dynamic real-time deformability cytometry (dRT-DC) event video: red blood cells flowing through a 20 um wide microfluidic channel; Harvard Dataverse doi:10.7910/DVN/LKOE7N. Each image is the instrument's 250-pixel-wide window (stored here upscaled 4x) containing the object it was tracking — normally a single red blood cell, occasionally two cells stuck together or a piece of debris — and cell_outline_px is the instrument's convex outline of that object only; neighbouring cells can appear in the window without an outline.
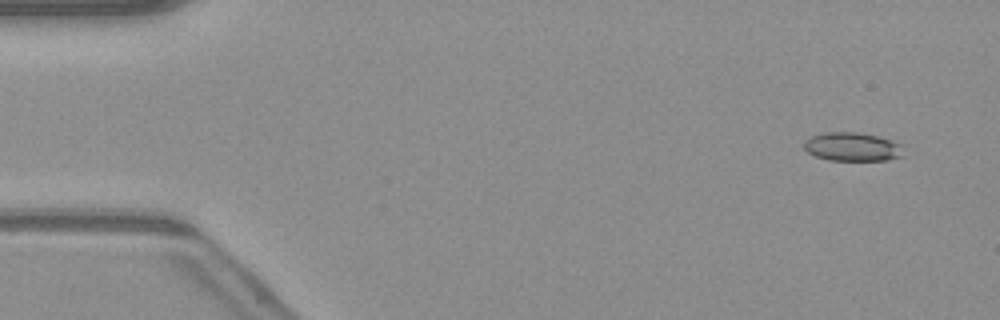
{"species": "common noctule bat (a hibernating species)", "species_latin": "Nyctalus noctula", "temperature_condition": "warm", "stored_images_in_passage": 51, "camera_frame_rate_fps": 3000, "um_per_image_px": 0.085, "animal": {"sex": "male", "body_mass_g": 23.1, "forearm_length_mm": 52.7}, "frame": {"image": 1, "passage_image": 4, "time_ms": 1.0, "image_size_px": [1000, 320], "cell_outline_px": [[904, 156], [888, 160], [828, 160], [816, 156], [808, 152], [804, 148], [804, 140], [812, 136], [824, 132], [856, 132], [876, 136], [900, 144]], "centroid_in_image_um": [72.42, 12.48], "position_along_channel_um": 12.6, "area_um2": 16.47}}
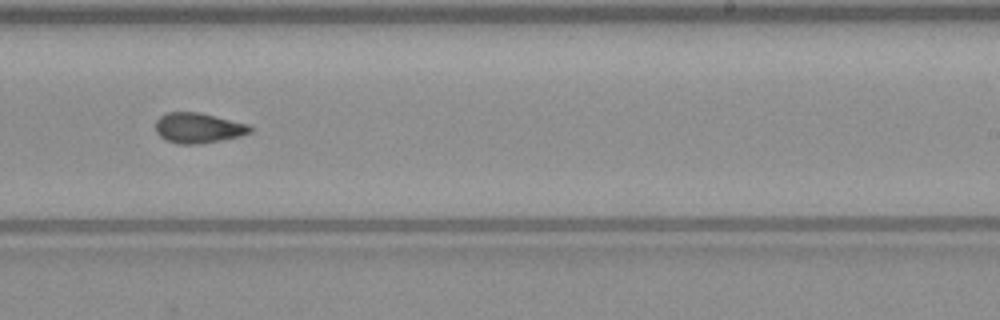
{"frame": {"image": 2, "passage_image": 32, "time_ms": 10.333, "image_size_px": [1000, 320], "cell_outline_px": [[252, 132], [240, 136], [200, 144], [180, 144], [164, 140], [156, 132], [156, 120], [160, 116], [168, 112], [200, 112], [248, 124], [252, 128]], "centroid_in_image_um": [16.84, 10.87], "position_along_channel_um": 272.2, "area_um2": 16.7}}
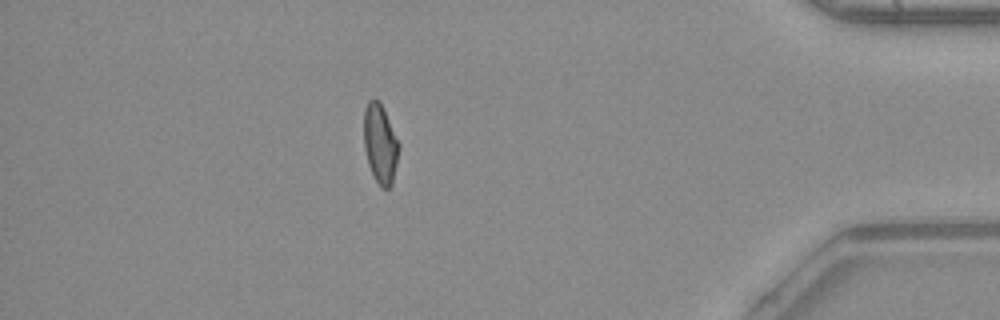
{"frame": {"image": 3, "passage_image": 45, "time_ms": 14.667, "image_size_px": [1000, 320], "cell_outline_px": [[400, 148], [392, 184], [388, 188], [380, 188], [368, 164], [364, 148], [364, 108], [368, 100], [380, 100], [400, 144]], "centroid_in_image_um": [32.32, 12.21], "position_along_channel_um": 402.9, "area_um2": 16.3}, "authors_computed_cell_mechanics": {"area_um2": 16.7042, "velocity_mm_per_s": 4.1061, "shape_relaxation_time_tau1_ms": null, "shape_relaxation_time_tau2_ms": 2.7889, "deformation_change_tau1": null, "deformation_change_tau2": 0.0951}}